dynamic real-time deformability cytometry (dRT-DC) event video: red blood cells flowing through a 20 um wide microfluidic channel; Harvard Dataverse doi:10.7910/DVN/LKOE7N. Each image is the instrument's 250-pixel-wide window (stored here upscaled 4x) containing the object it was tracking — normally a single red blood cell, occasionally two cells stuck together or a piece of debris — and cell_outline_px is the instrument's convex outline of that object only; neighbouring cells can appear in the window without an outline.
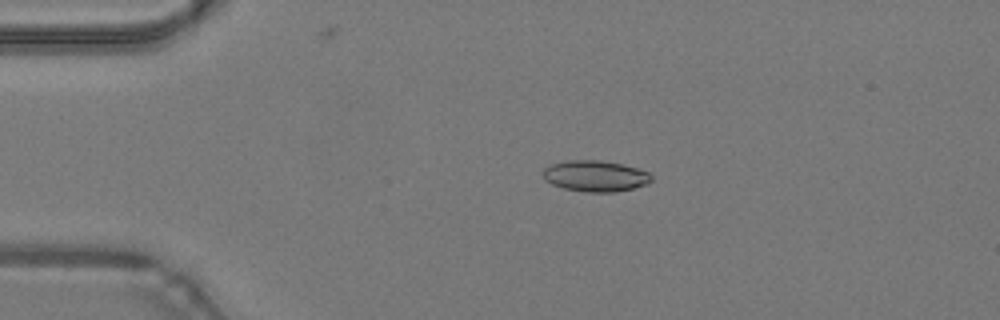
{"species": "common noctule bat (a hibernating species)", "species_latin": "Nyctalus noctula", "temperature_condition": "warm", "stored_images_in_passage": 48, "camera_frame_rate_fps": 3000, "um_per_image_px": 0.085, "animal": {"sex": "male", "body_mass_g": 19.2, "forearm_length_mm": 51.8}, "frame": {"image": 1, "passage_image": 10, "time_ms": 3.0, "image_size_px": [1000, 320], "cell_outline_px": [[652, 180], [648, 184], [616, 192], [588, 192], [564, 188], [552, 184], [544, 180], [544, 168], [552, 164], [564, 160], [600, 160], [620, 164], [636, 168], [648, 172], [652, 176]], "centroid_in_image_um": [50.6, 14.96], "position_along_channel_um": 34.4, "area_um2": 19.54}}
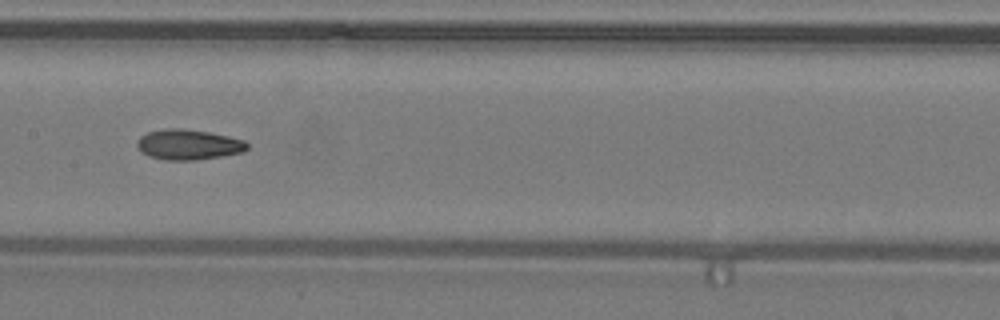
{"frame": {"image": 2, "passage_image": 24, "time_ms": 7.667, "image_size_px": [1000, 320], "cell_outline_px": [[248, 148], [244, 152], [196, 160], [164, 160], [148, 156], [140, 152], [136, 148], [136, 144], [140, 136], [148, 132], [164, 128], [184, 128], [208, 132], [228, 136], [244, 140], [248, 144]], "centroid_in_image_um": [15.98, 12.29], "position_along_channel_um": 191.4, "area_um2": 19.65}}
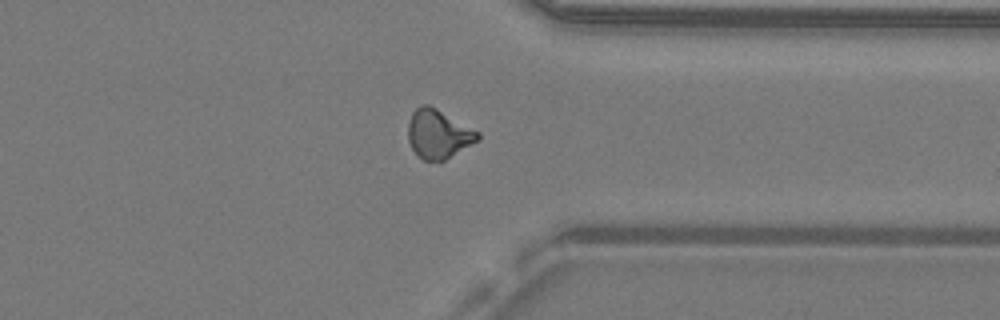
{"frame": {"image": 3, "passage_image": 37, "time_ms": 12.0, "image_size_px": [1000, 320], "cell_outline_px": [[480, 140], [444, 160], [424, 160], [412, 148], [408, 140], [408, 124], [412, 112], [420, 104], [428, 104], [436, 108], [480, 132]], "centroid_in_image_um": [37.27, 11.37], "position_along_channel_um": 374.1, "area_um2": 19.71}, "authors_computed_cell_mechanics": {"area_um2": 19.074, "velocity_mm_per_s": 4.3109, "shape_relaxation_time_tau1_ms": null, "shape_relaxation_time_tau2_ms": 3.0699, "deformation_change_tau1": null, "deformation_change_tau2": 0.1055}}